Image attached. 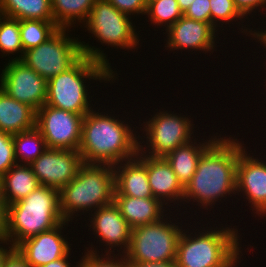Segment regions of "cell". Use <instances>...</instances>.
Wrapping results in <instances>:
<instances>
[{
	"label": "cell",
	"mask_w": 266,
	"mask_h": 267,
	"mask_svg": "<svg viewBox=\"0 0 266 267\" xmlns=\"http://www.w3.org/2000/svg\"><path fill=\"white\" fill-rule=\"evenodd\" d=\"M235 136L221 134L202 154L194 175L184 187L182 209L186 208V211L181 212L183 215L191 212L187 211V206L191 209L187 205L191 201V205L211 211L218 202L219 205L223 200L226 202L229 196L236 198L239 151L246 144Z\"/></svg>",
	"instance_id": "6da1fadb"
},
{
	"label": "cell",
	"mask_w": 266,
	"mask_h": 267,
	"mask_svg": "<svg viewBox=\"0 0 266 267\" xmlns=\"http://www.w3.org/2000/svg\"><path fill=\"white\" fill-rule=\"evenodd\" d=\"M250 40H255L256 43H260V47H263V51L265 52L266 51V29H265V26H264V29H260V27L258 26V28H255L252 29V35H251V38ZM266 54V53H265ZM266 58V56H265Z\"/></svg>",
	"instance_id": "8d00e7d4"
},
{
	"label": "cell",
	"mask_w": 266,
	"mask_h": 267,
	"mask_svg": "<svg viewBox=\"0 0 266 267\" xmlns=\"http://www.w3.org/2000/svg\"><path fill=\"white\" fill-rule=\"evenodd\" d=\"M210 6H211V25L218 32H220L219 31L220 27L221 29L223 27L226 28L223 25L227 26L228 24L229 26L227 27H231L232 25L234 26V24H236L237 25L236 27L240 30L241 33H243V35L251 37L253 28L250 27L251 26L250 24L249 25H247V23L246 25L243 24L246 21V18L235 7L233 0H210Z\"/></svg>",
	"instance_id": "4316f807"
},
{
	"label": "cell",
	"mask_w": 266,
	"mask_h": 267,
	"mask_svg": "<svg viewBox=\"0 0 266 267\" xmlns=\"http://www.w3.org/2000/svg\"><path fill=\"white\" fill-rule=\"evenodd\" d=\"M221 33L210 24L202 21H197L189 19L184 15L173 25H171L163 35L166 34L165 40V49L168 51H183L193 52L198 51L200 54L212 53L217 51V38L218 34L224 32V28L221 30ZM216 32V33H215ZM216 42V43H215ZM170 49V50H169ZM215 49V50H214ZM183 50V51H182ZM201 51V52H200Z\"/></svg>",
	"instance_id": "2e32d148"
},
{
	"label": "cell",
	"mask_w": 266,
	"mask_h": 267,
	"mask_svg": "<svg viewBox=\"0 0 266 267\" xmlns=\"http://www.w3.org/2000/svg\"><path fill=\"white\" fill-rule=\"evenodd\" d=\"M36 127V111L0 88V130L12 135Z\"/></svg>",
	"instance_id": "7402d4cb"
},
{
	"label": "cell",
	"mask_w": 266,
	"mask_h": 267,
	"mask_svg": "<svg viewBox=\"0 0 266 267\" xmlns=\"http://www.w3.org/2000/svg\"><path fill=\"white\" fill-rule=\"evenodd\" d=\"M155 1H160V0H146V2H155Z\"/></svg>",
	"instance_id": "7bdbcfd3"
},
{
	"label": "cell",
	"mask_w": 266,
	"mask_h": 267,
	"mask_svg": "<svg viewBox=\"0 0 266 267\" xmlns=\"http://www.w3.org/2000/svg\"><path fill=\"white\" fill-rule=\"evenodd\" d=\"M69 30V28H59L45 42L25 51L20 61L48 80L67 71L84 55L103 63L120 77L117 68L112 69L114 67L111 62L109 63L108 55L101 47L92 46L93 43L89 45V42L79 40L80 37L73 38Z\"/></svg>",
	"instance_id": "52a82bcc"
},
{
	"label": "cell",
	"mask_w": 266,
	"mask_h": 267,
	"mask_svg": "<svg viewBox=\"0 0 266 267\" xmlns=\"http://www.w3.org/2000/svg\"><path fill=\"white\" fill-rule=\"evenodd\" d=\"M193 1L194 0H177L179 8L183 14L188 10L190 5H192Z\"/></svg>",
	"instance_id": "b9f144b4"
},
{
	"label": "cell",
	"mask_w": 266,
	"mask_h": 267,
	"mask_svg": "<svg viewBox=\"0 0 266 267\" xmlns=\"http://www.w3.org/2000/svg\"><path fill=\"white\" fill-rule=\"evenodd\" d=\"M6 215H7V205L3 199L0 192V238L4 237V232L6 228Z\"/></svg>",
	"instance_id": "74e56055"
},
{
	"label": "cell",
	"mask_w": 266,
	"mask_h": 267,
	"mask_svg": "<svg viewBox=\"0 0 266 267\" xmlns=\"http://www.w3.org/2000/svg\"><path fill=\"white\" fill-rule=\"evenodd\" d=\"M147 174L153 197L160 200L168 208L171 207L170 210L177 208L175 211L180 212L184 198V187L178 181L169 162L164 157L147 155Z\"/></svg>",
	"instance_id": "ac0fdd59"
},
{
	"label": "cell",
	"mask_w": 266,
	"mask_h": 267,
	"mask_svg": "<svg viewBox=\"0 0 266 267\" xmlns=\"http://www.w3.org/2000/svg\"><path fill=\"white\" fill-rule=\"evenodd\" d=\"M128 267H176L175 262L128 263Z\"/></svg>",
	"instance_id": "60d3db41"
},
{
	"label": "cell",
	"mask_w": 266,
	"mask_h": 267,
	"mask_svg": "<svg viewBox=\"0 0 266 267\" xmlns=\"http://www.w3.org/2000/svg\"><path fill=\"white\" fill-rule=\"evenodd\" d=\"M114 203L132 229L157 222L170 211V208L154 197L114 196Z\"/></svg>",
	"instance_id": "ffe728a7"
},
{
	"label": "cell",
	"mask_w": 266,
	"mask_h": 267,
	"mask_svg": "<svg viewBox=\"0 0 266 267\" xmlns=\"http://www.w3.org/2000/svg\"><path fill=\"white\" fill-rule=\"evenodd\" d=\"M183 15L189 19L211 24L210 0H194Z\"/></svg>",
	"instance_id": "836d02e7"
},
{
	"label": "cell",
	"mask_w": 266,
	"mask_h": 267,
	"mask_svg": "<svg viewBox=\"0 0 266 267\" xmlns=\"http://www.w3.org/2000/svg\"><path fill=\"white\" fill-rule=\"evenodd\" d=\"M13 142L17 164L30 165L47 149L45 140L36 127L13 135Z\"/></svg>",
	"instance_id": "484cf974"
},
{
	"label": "cell",
	"mask_w": 266,
	"mask_h": 267,
	"mask_svg": "<svg viewBox=\"0 0 266 267\" xmlns=\"http://www.w3.org/2000/svg\"><path fill=\"white\" fill-rule=\"evenodd\" d=\"M114 196L153 197L147 174V155L142 153L114 165Z\"/></svg>",
	"instance_id": "d6986e66"
},
{
	"label": "cell",
	"mask_w": 266,
	"mask_h": 267,
	"mask_svg": "<svg viewBox=\"0 0 266 267\" xmlns=\"http://www.w3.org/2000/svg\"><path fill=\"white\" fill-rule=\"evenodd\" d=\"M38 186L30 165L16 163L0 178V192L7 206L24 199Z\"/></svg>",
	"instance_id": "603a6c76"
},
{
	"label": "cell",
	"mask_w": 266,
	"mask_h": 267,
	"mask_svg": "<svg viewBox=\"0 0 266 267\" xmlns=\"http://www.w3.org/2000/svg\"><path fill=\"white\" fill-rule=\"evenodd\" d=\"M174 212L176 211L170 210L159 221L132 229L130 246L125 253L128 263L176 261L177 245L184 224L182 218L180 217L181 222H178L180 220L177 217V215L181 216L182 213L179 212L175 215ZM171 214L174 215V218Z\"/></svg>",
	"instance_id": "ba28073f"
},
{
	"label": "cell",
	"mask_w": 266,
	"mask_h": 267,
	"mask_svg": "<svg viewBox=\"0 0 266 267\" xmlns=\"http://www.w3.org/2000/svg\"><path fill=\"white\" fill-rule=\"evenodd\" d=\"M117 75L103 63L82 56L71 68L47 80L46 105L85 116L94 109L89 81L99 83L119 81ZM114 81V82H113ZM89 91V92H88ZM90 93V94H89ZM91 96V97H90ZM91 98V99H90Z\"/></svg>",
	"instance_id": "277c9868"
},
{
	"label": "cell",
	"mask_w": 266,
	"mask_h": 267,
	"mask_svg": "<svg viewBox=\"0 0 266 267\" xmlns=\"http://www.w3.org/2000/svg\"><path fill=\"white\" fill-rule=\"evenodd\" d=\"M114 193V165L83 163L77 176L59 191L62 217L72 224L84 213L87 217V213L114 202Z\"/></svg>",
	"instance_id": "5b68a950"
},
{
	"label": "cell",
	"mask_w": 266,
	"mask_h": 267,
	"mask_svg": "<svg viewBox=\"0 0 266 267\" xmlns=\"http://www.w3.org/2000/svg\"><path fill=\"white\" fill-rule=\"evenodd\" d=\"M215 134L213 133V136L210 134L209 138L206 137V140L203 137L201 141L195 137L185 145L177 147L165 157L183 187L186 186L194 175L199 159L204 151L221 135V132L219 135L217 132Z\"/></svg>",
	"instance_id": "44dd1931"
},
{
	"label": "cell",
	"mask_w": 266,
	"mask_h": 267,
	"mask_svg": "<svg viewBox=\"0 0 266 267\" xmlns=\"http://www.w3.org/2000/svg\"><path fill=\"white\" fill-rule=\"evenodd\" d=\"M0 74V88L35 111L46 102L47 80L20 60H8Z\"/></svg>",
	"instance_id": "7c38bea8"
},
{
	"label": "cell",
	"mask_w": 266,
	"mask_h": 267,
	"mask_svg": "<svg viewBox=\"0 0 266 267\" xmlns=\"http://www.w3.org/2000/svg\"><path fill=\"white\" fill-rule=\"evenodd\" d=\"M95 0H51L54 22L59 28L83 25L89 17Z\"/></svg>",
	"instance_id": "d4e9b609"
},
{
	"label": "cell",
	"mask_w": 266,
	"mask_h": 267,
	"mask_svg": "<svg viewBox=\"0 0 266 267\" xmlns=\"http://www.w3.org/2000/svg\"><path fill=\"white\" fill-rule=\"evenodd\" d=\"M84 116L44 104L36 111V128L47 148L78 151Z\"/></svg>",
	"instance_id": "8fae6325"
},
{
	"label": "cell",
	"mask_w": 266,
	"mask_h": 267,
	"mask_svg": "<svg viewBox=\"0 0 266 267\" xmlns=\"http://www.w3.org/2000/svg\"><path fill=\"white\" fill-rule=\"evenodd\" d=\"M110 2L115 8L122 13L133 16V20L139 15L145 16L146 12V0H106Z\"/></svg>",
	"instance_id": "d6a6232c"
},
{
	"label": "cell",
	"mask_w": 266,
	"mask_h": 267,
	"mask_svg": "<svg viewBox=\"0 0 266 267\" xmlns=\"http://www.w3.org/2000/svg\"><path fill=\"white\" fill-rule=\"evenodd\" d=\"M0 52L2 57H8V60H21L24 51L21 43L19 20L0 15ZM15 57V58H14Z\"/></svg>",
	"instance_id": "83f0119b"
},
{
	"label": "cell",
	"mask_w": 266,
	"mask_h": 267,
	"mask_svg": "<svg viewBox=\"0 0 266 267\" xmlns=\"http://www.w3.org/2000/svg\"><path fill=\"white\" fill-rule=\"evenodd\" d=\"M79 151L47 148L30 166L40 185L61 190L83 164Z\"/></svg>",
	"instance_id": "9a60e30c"
},
{
	"label": "cell",
	"mask_w": 266,
	"mask_h": 267,
	"mask_svg": "<svg viewBox=\"0 0 266 267\" xmlns=\"http://www.w3.org/2000/svg\"><path fill=\"white\" fill-rule=\"evenodd\" d=\"M235 7L239 10V12L250 21V18L254 17L253 13L260 12L263 8L266 9V0H233ZM261 8V10H260ZM253 12V13H252ZM251 14V16H250Z\"/></svg>",
	"instance_id": "e575fe53"
},
{
	"label": "cell",
	"mask_w": 266,
	"mask_h": 267,
	"mask_svg": "<svg viewBox=\"0 0 266 267\" xmlns=\"http://www.w3.org/2000/svg\"><path fill=\"white\" fill-rule=\"evenodd\" d=\"M23 51L35 48L49 39L59 27L55 22L19 20Z\"/></svg>",
	"instance_id": "f1b7e54d"
},
{
	"label": "cell",
	"mask_w": 266,
	"mask_h": 267,
	"mask_svg": "<svg viewBox=\"0 0 266 267\" xmlns=\"http://www.w3.org/2000/svg\"><path fill=\"white\" fill-rule=\"evenodd\" d=\"M247 149L244 146L239 151L236 195L245 196L243 200L248 201L246 205H250V210L264 219L266 217V161L260 157H254L258 155Z\"/></svg>",
	"instance_id": "4fadbf2b"
},
{
	"label": "cell",
	"mask_w": 266,
	"mask_h": 267,
	"mask_svg": "<svg viewBox=\"0 0 266 267\" xmlns=\"http://www.w3.org/2000/svg\"><path fill=\"white\" fill-rule=\"evenodd\" d=\"M265 61H266V60H265ZM263 64H264V65H263V68H264V66L266 65V62H265V63L263 62ZM264 69L266 70V68H264ZM265 80H266V77H265V79H264L263 81H265Z\"/></svg>",
	"instance_id": "ee69618b"
},
{
	"label": "cell",
	"mask_w": 266,
	"mask_h": 267,
	"mask_svg": "<svg viewBox=\"0 0 266 267\" xmlns=\"http://www.w3.org/2000/svg\"><path fill=\"white\" fill-rule=\"evenodd\" d=\"M68 224L69 221H64L51 230L25 239L15 249L31 267H40L49 262L64 258L72 250V244L68 242L70 238L66 237L63 233L64 230H67Z\"/></svg>",
	"instance_id": "e0dca14e"
},
{
	"label": "cell",
	"mask_w": 266,
	"mask_h": 267,
	"mask_svg": "<svg viewBox=\"0 0 266 267\" xmlns=\"http://www.w3.org/2000/svg\"><path fill=\"white\" fill-rule=\"evenodd\" d=\"M87 217L90 223L86 222L84 227H90L88 231L92 228L90 231L97 239L96 244L105 247L104 252L100 248L102 253L114 254L117 251L118 254H125L128 251L132 228L114 202L98 208Z\"/></svg>",
	"instance_id": "5bb4252c"
},
{
	"label": "cell",
	"mask_w": 266,
	"mask_h": 267,
	"mask_svg": "<svg viewBox=\"0 0 266 267\" xmlns=\"http://www.w3.org/2000/svg\"><path fill=\"white\" fill-rule=\"evenodd\" d=\"M2 267H31L14 248L4 259Z\"/></svg>",
	"instance_id": "d590c367"
},
{
	"label": "cell",
	"mask_w": 266,
	"mask_h": 267,
	"mask_svg": "<svg viewBox=\"0 0 266 267\" xmlns=\"http://www.w3.org/2000/svg\"><path fill=\"white\" fill-rule=\"evenodd\" d=\"M156 110L150 118H145L146 121L139 120L140 128L138 130L142 131L141 135L143 136L139 132V153L165 158L177 147L185 145L196 137L194 135L196 133L195 124L191 116H187V113L185 116L181 112L180 114L176 111L174 113L172 110Z\"/></svg>",
	"instance_id": "9c48e42d"
},
{
	"label": "cell",
	"mask_w": 266,
	"mask_h": 267,
	"mask_svg": "<svg viewBox=\"0 0 266 267\" xmlns=\"http://www.w3.org/2000/svg\"><path fill=\"white\" fill-rule=\"evenodd\" d=\"M16 163L13 135L0 130V178Z\"/></svg>",
	"instance_id": "1f68e13d"
},
{
	"label": "cell",
	"mask_w": 266,
	"mask_h": 267,
	"mask_svg": "<svg viewBox=\"0 0 266 267\" xmlns=\"http://www.w3.org/2000/svg\"><path fill=\"white\" fill-rule=\"evenodd\" d=\"M91 246L85 247L84 255L76 263V267H128V261L126 254H112V253H101L98 247L90 243ZM94 246V247H93ZM101 253V254H100Z\"/></svg>",
	"instance_id": "4dcf8cb0"
},
{
	"label": "cell",
	"mask_w": 266,
	"mask_h": 267,
	"mask_svg": "<svg viewBox=\"0 0 266 267\" xmlns=\"http://www.w3.org/2000/svg\"><path fill=\"white\" fill-rule=\"evenodd\" d=\"M64 221L59 190L40 185L24 199L7 206L4 238L15 248L25 239L51 230Z\"/></svg>",
	"instance_id": "8992f818"
},
{
	"label": "cell",
	"mask_w": 266,
	"mask_h": 267,
	"mask_svg": "<svg viewBox=\"0 0 266 267\" xmlns=\"http://www.w3.org/2000/svg\"><path fill=\"white\" fill-rule=\"evenodd\" d=\"M13 249V245L7 239L4 237L0 238V267H2L4 259Z\"/></svg>",
	"instance_id": "f35d334b"
},
{
	"label": "cell",
	"mask_w": 266,
	"mask_h": 267,
	"mask_svg": "<svg viewBox=\"0 0 266 267\" xmlns=\"http://www.w3.org/2000/svg\"><path fill=\"white\" fill-rule=\"evenodd\" d=\"M71 253L70 252L66 257L64 258H60L58 260L49 262L48 264H45L43 266L40 267H76V264H72L70 263L72 260L70 259L71 257ZM70 260V261H69Z\"/></svg>",
	"instance_id": "ab89813d"
},
{
	"label": "cell",
	"mask_w": 266,
	"mask_h": 267,
	"mask_svg": "<svg viewBox=\"0 0 266 267\" xmlns=\"http://www.w3.org/2000/svg\"><path fill=\"white\" fill-rule=\"evenodd\" d=\"M133 17L122 13L106 0H95L86 22L81 28H86L92 37L102 44L115 49L136 52L142 46L139 32ZM133 21V22H132ZM83 26V27H82ZM138 32V33H137ZM140 42V43H139ZM141 44V45H140ZM140 45V47H139ZM110 46V47H109ZM138 46V47H137Z\"/></svg>",
	"instance_id": "30bf717a"
},
{
	"label": "cell",
	"mask_w": 266,
	"mask_h": 267,
	"mask_svg": "<svg viewBox=\"0 0 266 267\" xmlns=\"http://www.w3.org/2000/svg\"><path fill=\"white\" fill-rule=\"evenodd\" d=\"M216 222L201 224L202 229L199 226L191 229L189 225L183 229L177 245L176 267H238L245 250L241 247L240 229L232 227V223L217 226Z\"/></svg>",
	"instance_id": "3957f363"
},
{
	"label": "cell",
	"mask_w": 266,
	"mask_h": 267,
	"mask_svg": "<svg viewBox=\"0 0 266 267\" xmlns=\"http://www.w3.org/2000/svg\"><path fill=\"white\" fill-rule=\"evenodd\" d=\"M0 15L18 20L54 22L51 0H0Z\"/></svg>",
	"instance_id": "cb8c5ba5"
},
{
	"label": "cell",
	"mask_w": 266,
	"mask_h": 267,
	"mask_svg": "<svg viewBox=\"0 0 266 267\" xmlns=\"http://www.w3.org/2000/svg\"><path fill=\"white\" fill-rule=\"evenodd\" d=\"M146 3L145 15L147 16L144 18H148L152 26L163 27L165 31L183 16L177 0H160Z\"/></svg>",
	"instance_id": "f546056e"
},
{
	"label": "cell",
	"mask_w": 266,
	"mask_h": 267,
	"mask_svg": "<svg viewBox=\"0 0 266 267\" xmlns=\"http://www.w3.org/2000/svg\"><path fill=\"white\" fill-rule=\"evenodd\" d=\"M96 109L89 111L82 121L78 151L83 162L116 165L136 157L139 152V127L133 126L132 119L127 122L129 116L124 120L125 116L112 114V108L111 112H101L100 107Z\"/></svg>",
	"instance_id": "7a4b0ae2"
}]
</instances>
